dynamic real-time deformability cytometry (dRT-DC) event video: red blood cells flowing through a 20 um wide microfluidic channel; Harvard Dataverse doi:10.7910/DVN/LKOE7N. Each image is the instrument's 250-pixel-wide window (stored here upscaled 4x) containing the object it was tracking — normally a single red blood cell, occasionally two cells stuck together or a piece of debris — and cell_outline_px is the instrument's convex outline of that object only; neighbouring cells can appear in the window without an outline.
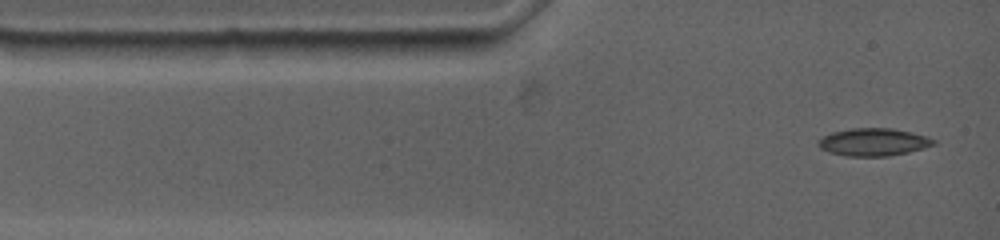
{"species": "common noctule bat (a hibernating species)", "species_latin": "Nyctalus noctula", "temperature_condition": "warm", "stored_images_in_passage": 2, "camera_frame_rate_fps": 4500, "um_per_image_px": 0.085, "animal": {"sex": "female", "body_mass_g": 19.0, "forearm_length_mm": 53.3}, "frame": {"image": 1, "passage_image": 2, "time_ms": 0.444, "image_size_px": [1000, 240], "cell_outline_px": [[936, 144], [924, 148], [908, 152], [888, 156], [844, 156], [828, 152], [820, 148], [816, 144], [816, 140], [832, 132], [852, 128], [892, 128], [912, 132], [936, 140]], "centroid_in_image_um": [74.21, 12.08], "position_along_channel_um": 10.8, "area_um2": 18.67}}